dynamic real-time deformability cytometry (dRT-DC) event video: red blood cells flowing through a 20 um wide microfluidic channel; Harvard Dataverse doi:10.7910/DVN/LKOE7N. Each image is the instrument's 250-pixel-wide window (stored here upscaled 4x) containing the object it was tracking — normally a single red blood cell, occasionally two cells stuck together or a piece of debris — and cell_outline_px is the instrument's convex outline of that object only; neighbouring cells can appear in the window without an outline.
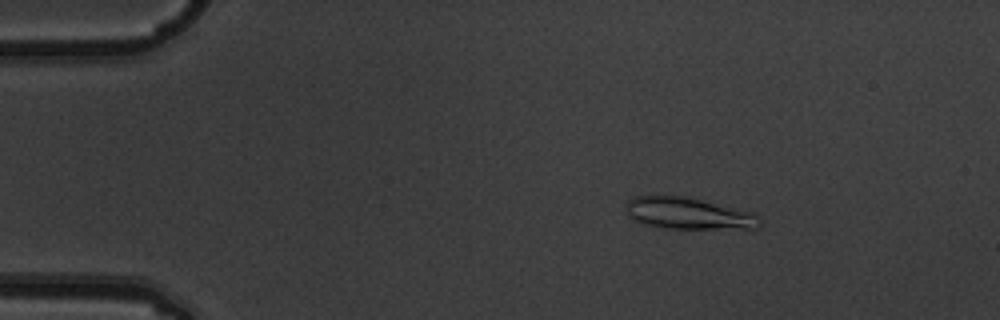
{"species": "common noctule bat (a hibernating species)", "species_latin": "Nyctalus noctula", "temperature_condition": "warm", "stored_images_in_passage": 5, "camera_frame_rate_fps": 3000, "um_per_image_px": 0.085, "animal": {"sex": "male", "body_mass_g": 19.5, "forearm_length_mm": 54.6}, "frame": {"image": 1, "passage_image": 3, "time_ms": 0.667, "image_size_px": [1000, 320], "cell_outline_px": [[760, 228], [664, 228], [640, 224], [632, 220], [628, 216], [628, 200], [636, 196], [688, 196], [752, 212], [756, 216], [760, 224]], "centroid_in_image_um": [58.47, 18.14], "position_along_channel_um": 26.5, "area_um2": 24.51}}